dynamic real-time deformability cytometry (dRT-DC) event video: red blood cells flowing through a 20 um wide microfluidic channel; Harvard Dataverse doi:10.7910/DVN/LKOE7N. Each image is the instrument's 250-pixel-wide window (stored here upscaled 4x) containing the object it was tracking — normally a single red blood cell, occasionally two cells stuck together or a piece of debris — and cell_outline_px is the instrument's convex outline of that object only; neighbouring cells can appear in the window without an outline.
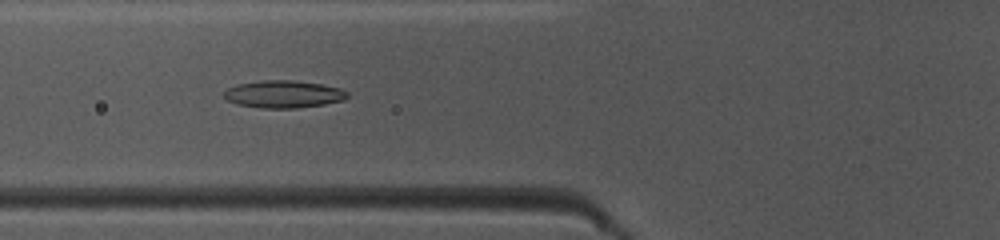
{"species": "common noctule bat (a hibernating species)", "species_latin": "Nyctalus noctula", "temperature_condition": "warm", "stored_images_in_passage": 49, "camera_frame_rate_fps": 3000, "um_per_image_px": 0.085, "animal": {"sex": "female", "body_mass_g": 10.0, "forearm_length_mm": 53.1}, "frame": {"image": 1, "passage_image": 19, "time_ms": 6.0, "image_size_px": [1000, 240], "cell_outline_px": [[348, 96], [344, 100], [324, 104], [296, 108], [260, 108], [236, 104], [228, 100], [224, 96], [224, 92], [228, 88], [236, 84], [260, 80], [292, 80], [320, 84], [340, 88], [348, 92]], "centroid_in_image_um": [24.08, 8.0], "position_along_channel_um": 101.7, "area_um2": 19.71}}
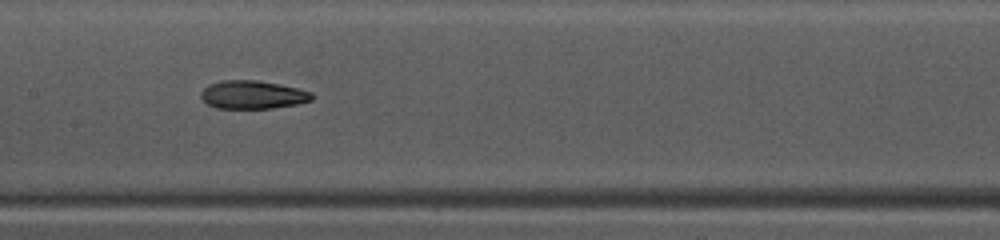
{"frame": {"image": 2, "passage_image": 25, "time_ms": 8.0, "image_size_px": [1000, 240], "cell_outline_px": [[312, 100], [296, 104], [272, 108], [216, 108], [208, 104], [200, 96], [200, 92], [208, 84], [220, 80], [256, 80], [280, 84], [312, 92]], "centroid_in_image_um": [21.44, 8.04], "position_along_channel_um": 186.0, "area_um2": 18.21}}
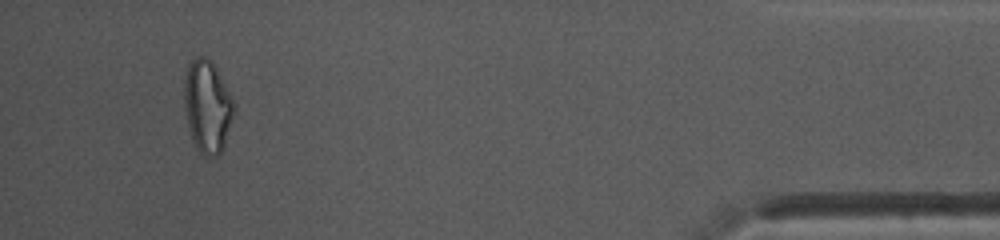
{"frame": {"image": 3, "passage_image": 46, "time_ms": 15.0, "image_size_px": [1000, 240], "cell_outline_px": [[232, 116], [224, 148], [216, 156], [204, 156], [196, 148], [192, 140], [188, 124], [184, 104], [184, 80], [188, 68], [192, 60], [196, 56], [204, 56], [216, 68], [232, 100]], "centroid_in_image_um": [17.59, 9.08], "position_along_channel_um": 417.6, "area_um2": 26.01}, "authors_computed_cell_mechanics": {"area_um2": 19.7098, "velocity_mm_per_s": 4.1606, "shape_relaxation_time_tau1_ms": 5.3818, "shape_relaxation_time_tau2_ms": 2.8516, "deformation_change_tau1": 0.1586, "deformation_change_tau2": 0.1093}}